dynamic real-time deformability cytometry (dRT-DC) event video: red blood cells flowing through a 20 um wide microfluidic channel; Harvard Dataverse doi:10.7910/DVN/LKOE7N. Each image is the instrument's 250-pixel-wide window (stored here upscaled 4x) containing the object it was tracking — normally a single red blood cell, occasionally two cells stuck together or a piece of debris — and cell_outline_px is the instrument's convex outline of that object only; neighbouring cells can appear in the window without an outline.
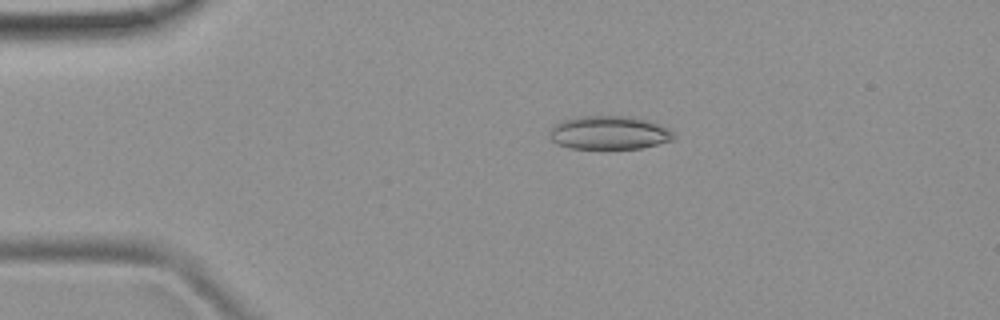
{"species": "common noctule bat (a hibernating species)", "species_latin": "Nyctalus noctula", "temperature_condition": "room temperature", "stored_images_in_passage": 52, "camera_frame_rate_fps": 3000, "um_per_image_px": 0.085, "animal": {"sex": "female", "body_mass_g": 19.9}, "frame": {"image": 1, "passage_image": 11, "time_ms": 3.333, "image_size_px": [1000, 320], "cell_outline_px": [[676, 136], [672, 140], [640, 148], [572, 148], [556, 144], [548, 136], [548, 128], [560, 120], [576, 116], [632, 116], [668, 128]], "centroid_in_image_um": [51.68, 11.27], "position_along_channel_um": 33.3, "area_um2": 24.28}}
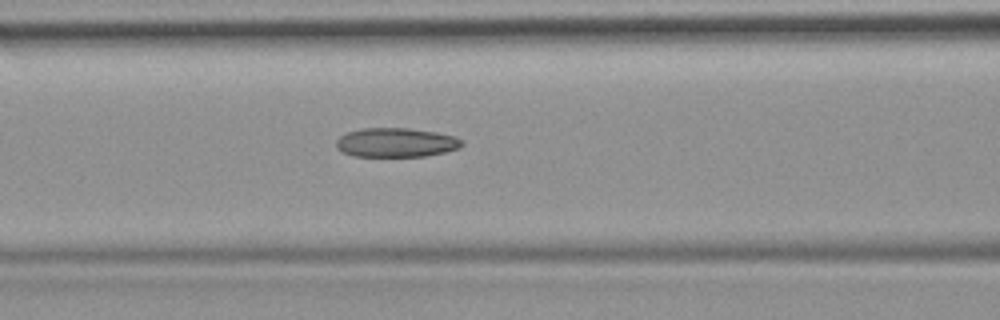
{"frame": {"image": 2, "passage_image": 22, "time_ms": 7.0, "image_size_px": [1000, 320], "cell_outline_px": [[464, 144], [460, 148], [444, 152], [424, 156], [352, 156], [340, 152], [336, 148], [336, 140], [340, 136], [348, 132], [364, 128], [408, 128], [436, 132], [456, 136], [464, 140]], "centroid_in_image_um": [33.67, 12.11], "position_along_channel_um": 132.9, "area_um2": 21.56}}
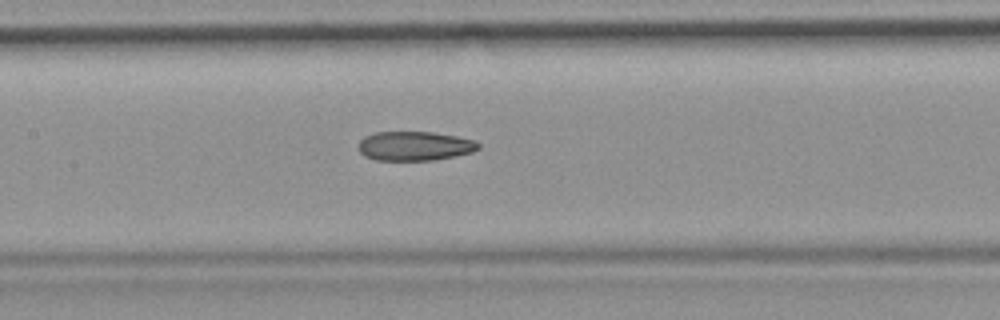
{"frame": {"image": 3, "passage_image": 25, "time_ms": 8.0, "image_size_px": [1000, 320], "cell_outline_px": [[480, 148], [472, 152], [456, 156], [432, 160], [376, 160], [364, 156], [360, 152], [360, 140], [364, 136], [376, 132], [432, 132], [456, 136], [472, 140], [480, 144]], "centroid_in_image_um": [35.25, 12.41], "position_along_channel_um": 172.2, "area_um2": 20.35}, "authors_computed_cell_mechanics": {"area_um2": 21.7328, "velocity_mm_per_s": 3.9226, "shape_relaxation_time_tau1_ms": null, "shape_relaxation_time_tau2_ms": 4.1409, "deformation_change_tau1": null, "deformation_change_tau2": 0.1262}}